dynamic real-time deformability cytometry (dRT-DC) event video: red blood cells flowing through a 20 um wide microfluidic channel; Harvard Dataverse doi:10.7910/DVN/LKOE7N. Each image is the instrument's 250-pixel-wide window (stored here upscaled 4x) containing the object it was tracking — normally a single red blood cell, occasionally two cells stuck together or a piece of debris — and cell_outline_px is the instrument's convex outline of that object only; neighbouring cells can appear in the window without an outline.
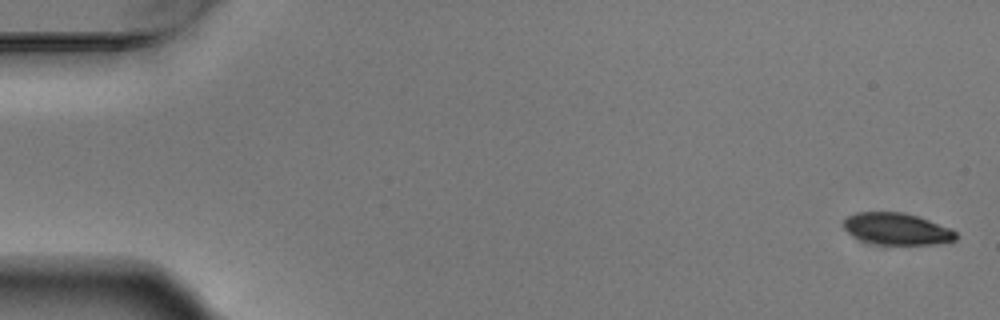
{"species": "Egyptian fruit bat (a non-hibernating species)", "species_latin": "Rousettus aegyptiacus", "temperature_condition": "warm", "stored_images_in_passage": 4, "camera_frame_rate_fps": 3000, "um_per_image_px": 0.085, "animal": {"sex": "male"}, "frame": {"image": 1, "passage_image": 1, "time_ms": 0.0, "image_size_px": [1000, 320], "cell_outline_px": [[956, 240], [932, 244], [868, 244], [852, 236], [844, 228], [844, 220], [848, 216], [856, 212], [900, 212], [916, 216], [928, 220], [948, 228], [956, 232]], "centroid_in_image_um": [76.16, 19.46], "position_along_channel_um": 8.8, "area_um2": 20.58}}
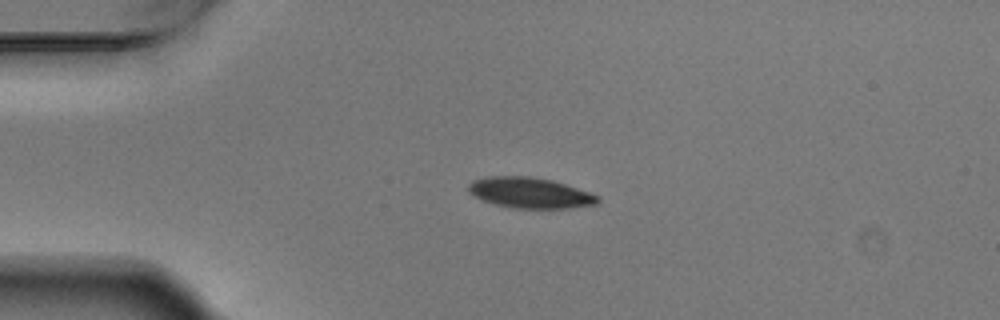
{"frame": {"image": 2, "passage_image": 4, "time_ms": 1.0, "image_size_px": [1000, 320], "cell_outline_px": [[600, 200], [596, 204], [568, 208], [516, 208], [496, 204], [484, 200], [468, 192], [468, 184], [476, 180], [488, 176], [532, 176], [552, 180], [600, 196]], "centroid_in_image_um": [45.06, 16.38], "position_along_channel_um": 39.9, "area_um2": 22.77}}